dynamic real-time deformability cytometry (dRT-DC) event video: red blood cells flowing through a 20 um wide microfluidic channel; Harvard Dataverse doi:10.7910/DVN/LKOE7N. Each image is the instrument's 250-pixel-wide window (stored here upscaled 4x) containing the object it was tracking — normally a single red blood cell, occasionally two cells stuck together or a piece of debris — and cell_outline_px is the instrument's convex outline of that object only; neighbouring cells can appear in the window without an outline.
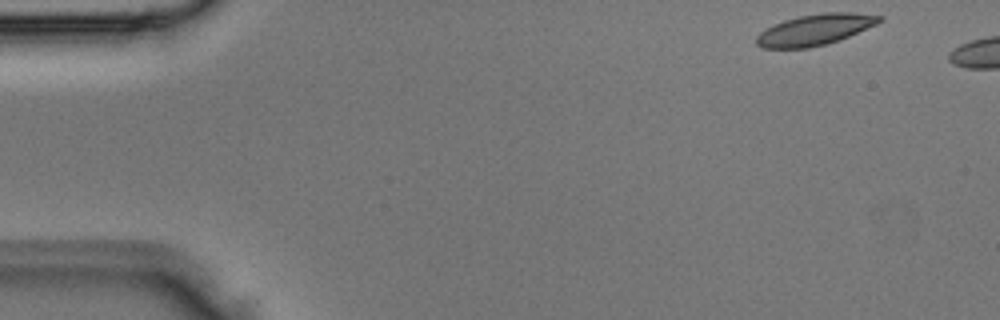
{"species": "Egyptian fruit bat (a non-hibernating species)", "species_latin": "Rousettus aegyptiacus", "temperature_condition": "room temperature", "stored_images_in_passage": 2, "camera_frame_rate_fps": 3000, "um_per_image_px": 0.085, "animal": {"sex": "male"}, "frame": {"image": 1, "passage_image": 1, "time_ms": 0.0, "image_size_px": [1000, 320], "cell_outline_px": [[884, 20], [876, 24], [840, 40], [808, 48], [764, 48], [756, 44], [756, 36], [760, 32], [784, 20], [800, 16], [824, 12], [852, 12], [884, 16]], "centroid_in_image_um": [69.3, 2.52], "position_along_channel_um": 15.7, "area_um2": 22.02}}